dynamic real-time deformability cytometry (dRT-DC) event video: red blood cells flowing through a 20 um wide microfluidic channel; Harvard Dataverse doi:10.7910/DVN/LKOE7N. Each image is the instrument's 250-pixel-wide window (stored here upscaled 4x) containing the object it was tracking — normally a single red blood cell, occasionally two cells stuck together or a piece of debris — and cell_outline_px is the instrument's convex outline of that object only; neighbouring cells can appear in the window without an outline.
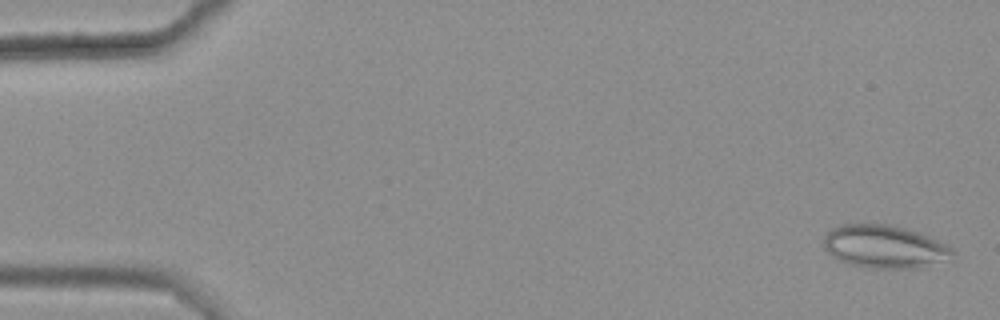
{"species": "common noctule bat (a hibernating species)", "species_latin": "Nyctalus noctula", "temperature_condition": "warm", "stored_images_in_passage": 47, "camera_frame_rate_fps": 3000, "um_per_image_px": 0.085, "animal": {"sex": "female", "body_mass_g": 25.1}, "frame": {"image": 1, "passage_image": 2, "time_ms": 0.333, "image_size_px": [1000, 320], "cell_outline_px": [[956, 252], [940, 260], [916, 268], [868, 268], [852, 264], [840, 260], [832, 256], [824, 248], [824, 236], [832, 228], [844, 224], [884, 224], [904, 228], [928, 236], [952, 248]], "centroid_in_image_um": [75.1, 20.95], "position_along_channel_um": 9.9, "area_um2": 31.44}}
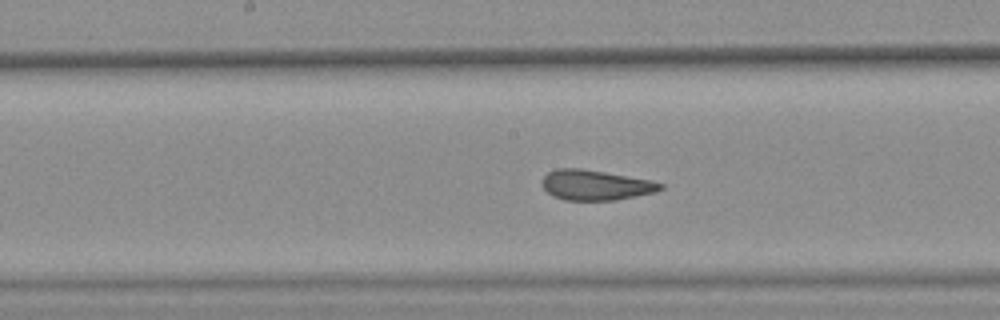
{"frame": {"image": 2, "passage_image": 29, "time_ms": 9.333, "image_size_px": [1000, 320], "cell_outline_px": [[664, 188], [656, 192], [616, 200], [564, 200], [552, 196], [540, 184], [544, 176], [548, 172], [556, 168], [580, 168], [652, 180], [664, 184]], "centroid_in_image_um": [50.62, 15.73], "position_along_channel_um": 197.6, "area_um2": 20.92}}
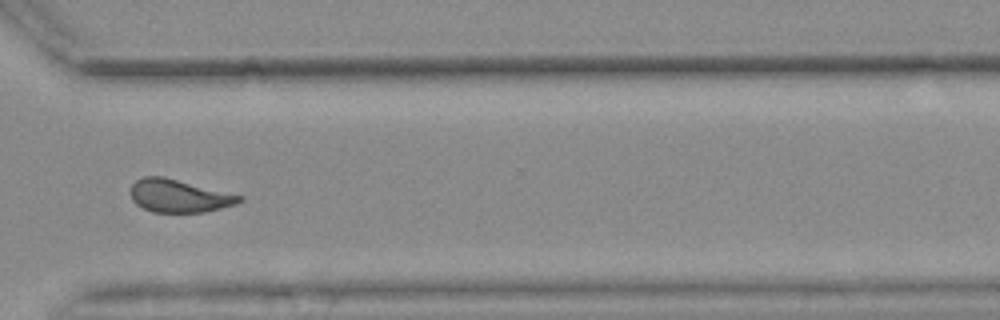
{"frame": {"image": 3, "passage_image": 42, "time_ms": 13.667, "image_size_px": [1000, 320], "cell_outline_px": [[244, 200], [236, 204], [204, 212], [152, 212], [136, 204], [132, 200], [132, 184], [136, 180], [144, 176], [164, 176], [244, 196]], "centroid_in_image_um": [15.24, 16.64], "position_along_channel_um": 355.4, "area_um2": 20.81}, "authors_computed_cell_mechanics": {"area_um2": 22.0218, "velocity_mm_per_s": 3.6377, "shape_relaxation_time_tau1_ms": null, "shape_relaxation_time_tau2_ms": 1.403, "deformation_change_tau1": null, "deformation_change_tau2": 0.0869}}